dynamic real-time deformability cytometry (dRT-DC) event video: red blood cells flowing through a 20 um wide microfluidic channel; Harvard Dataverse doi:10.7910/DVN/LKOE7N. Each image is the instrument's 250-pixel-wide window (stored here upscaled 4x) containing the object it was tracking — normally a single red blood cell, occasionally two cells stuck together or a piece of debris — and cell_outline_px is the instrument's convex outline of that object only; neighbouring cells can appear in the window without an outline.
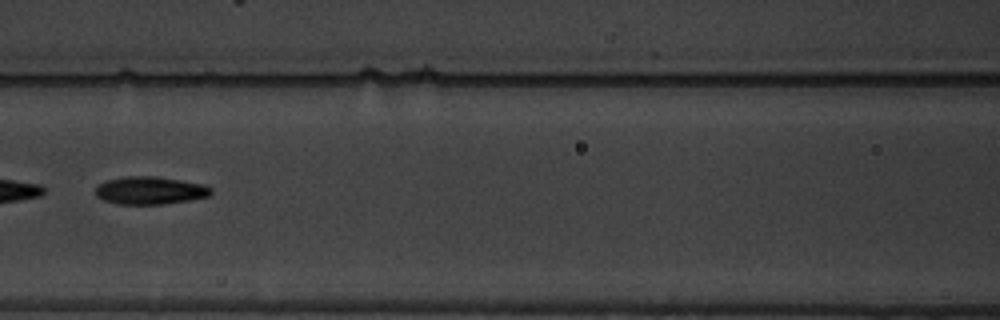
{"species": "common noctule bat (a hibernating species)", "species_latin": "Nyctalus noctula", "temperature_condition": "warm", "stored_images_in_passage": 9, "camera_frame_rate_fps": 3000, "um_per_image_px": 0.085, "animal": {"sex": "male", "body_mass_g": 19.5, "forearm_length_mm": 54.6}, "frame": {"image": 1, "passage_image": 7, "time_ms": 7.0, "image_size_px": [1000, 320], "cell_outline_px": [[212, 192], [208, 196], [188, 200], [164, 204], [120, 204], [104, 200], [96, 196], [96, 188], [104, 180], [124, 176], [156, 176], [204, 184], [212, 188]], "centroid_in_image_um": [12.74, 16.18], "position_along_channel_um": 153.9, "area_um2": 18.67}}